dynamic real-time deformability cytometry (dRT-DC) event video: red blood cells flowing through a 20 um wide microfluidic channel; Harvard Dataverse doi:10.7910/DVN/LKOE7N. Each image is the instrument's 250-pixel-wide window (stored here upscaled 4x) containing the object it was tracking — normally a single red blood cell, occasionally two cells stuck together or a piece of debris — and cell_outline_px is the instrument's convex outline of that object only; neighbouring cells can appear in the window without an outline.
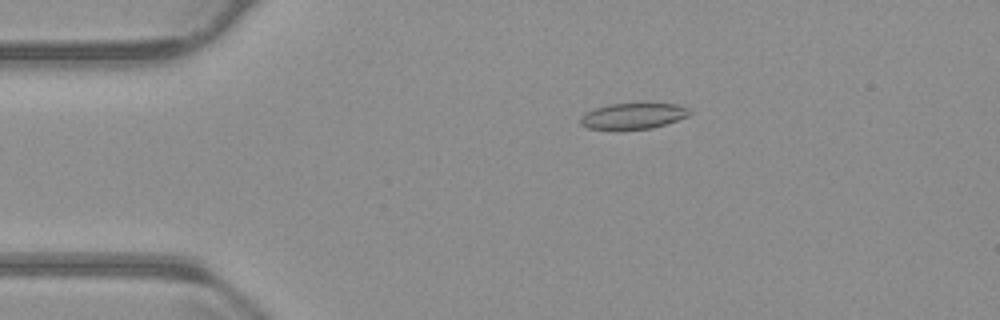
{"species": "common noctule bat (a hibernating species)", "species_latin": "Nyctalus noctula", "temperature_condition": "warm", "stored_images_in_passage": 55, "camera_frame_rate_fps": 3000, "um_per_image_px": 0.085, "animal": {"sex": "male", "body_mass_g": 23.1, "forearm_length_mm": 52.7}, "frame": {"image": 1, "passage_image": 11, "time_ms": 3.333, "image_size_px": [1000, 320], "cell_outline_px": [[692, 112], [688, 116], [652, 128], [588, 128], [580, 124], [580, 116], [584, 112], [608, 104], [680, 104], [688, 108]], "centroid_in_image_um": [53.81, 9.84], "position_along_channel_um": 31.2, "area_um2": 16.07}}
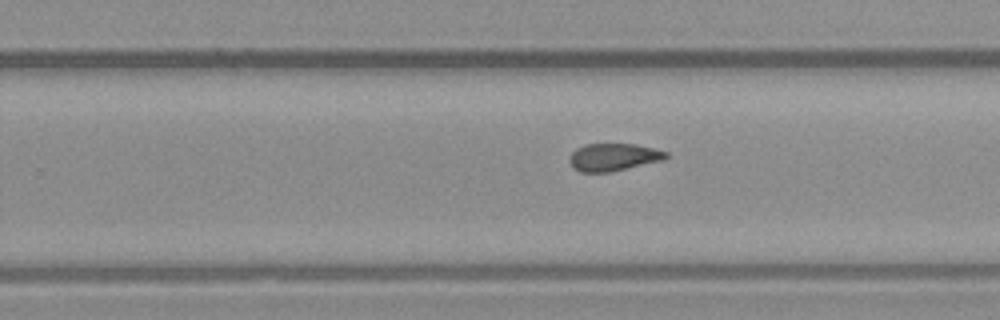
{"frame": {"image": 2, "passage_image": 34, "time_ms": 11.0, "image_size_px": [1000, 320], "cell_outline_px": [[668, 156], [664, 160], [608, 172], [580, 172], [572, 168], [568, 160], [572, 152], [576, 148], [584, 144], [636, 144], [668, 152]], "centroid_in_image_um": [52.11, 13.35], "position_along_channel_um": 277.7, "area_um2": 15.49}}
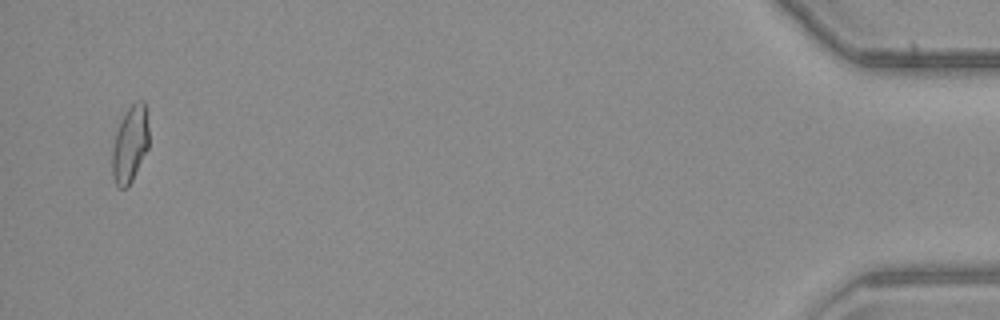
{"frame": {"image": 3, "passage_image": 53, "time_ms": 17.333, "image_size_px": [1000, 320], "cell_outline_px": [[148, 148], [128, 188], [120, 188], [116, 184], [112, 176], [112, 148], [116, 132], [120, 120], [128, 108], [136, 100], [144, 100], [148, 128]], "centroid_in_image_um": [11.04, 12.26], "position_along_channel_um": 424.2, "area_um2": 16.36}, "authors_computed_cell_mechanics": {"area_um2": 16.2996, "velocity_mm_per_s": 3.8036, "shape_relaxation_time_tau1_ms": null, "shape_relaxation_time_tau2_ms": 4.0858, "deformation_change_tau1": null, "deformation_change_tau2": 0.1104}}